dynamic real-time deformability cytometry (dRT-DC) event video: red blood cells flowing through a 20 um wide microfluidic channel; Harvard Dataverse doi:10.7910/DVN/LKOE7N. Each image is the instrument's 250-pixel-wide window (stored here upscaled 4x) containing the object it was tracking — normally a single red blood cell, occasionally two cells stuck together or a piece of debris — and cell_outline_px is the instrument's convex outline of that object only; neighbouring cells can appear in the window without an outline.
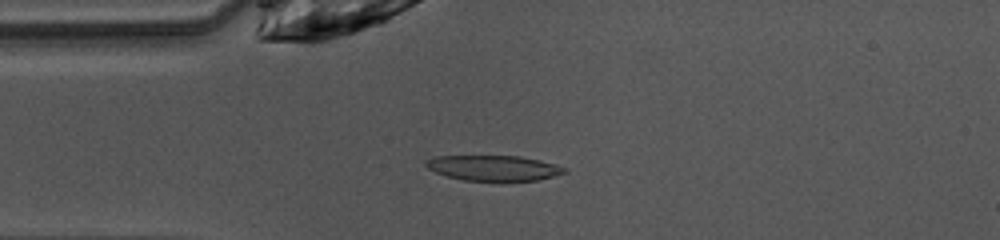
{"species": "common noctule bat (a hibernating species)", "species_latin": "Nyctalus noctula", "temperature_condition": "warm", "stored_images_in_passage": 39, "camera_frame_rate_fps": 3000, "um_per_image_px": 0.085, "animal": {"sex": "female", "body_mass_g": 10.0, "forearm_length_mm": 53.1}, "frame": {"image": 1, "passage_image": 2, "time_ms": 0.333, "image_size_px": [1000, 240], "cell_outline_px": [[568, 172], [536, 180], [464, 180], [448, 176], [436, 172], [428, 168], [424, 164], [424, 160], [436, 156], [520, 156], [540, 160], [564, 168]], "centroid_in_image_um": [41.9, 14.26], "position_along_channel_um": 43.1, "area_um2": 20.06}}
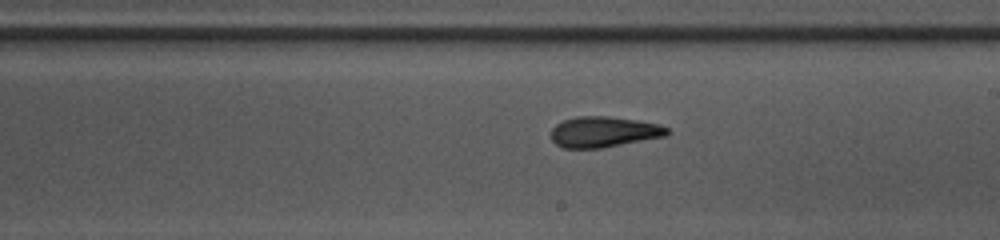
{"frame": {"image": 2, "passage_image": 17, "time_ms": 5.333, "image_size_px": [1000, 240], "cell_outline_px": [[672, 132], [664, 136], [604, 148], [564, 148], [556, 144], [552, 140], [552, 128], [556, 124], [564, 120], [576, 116], [608, 116], [636, 120], [660, 124], [668, 128]], "centroid_in_image_um": [51.33, 11.21], "position_along_channel_um": 237.7, "area_um2": 20.81}}
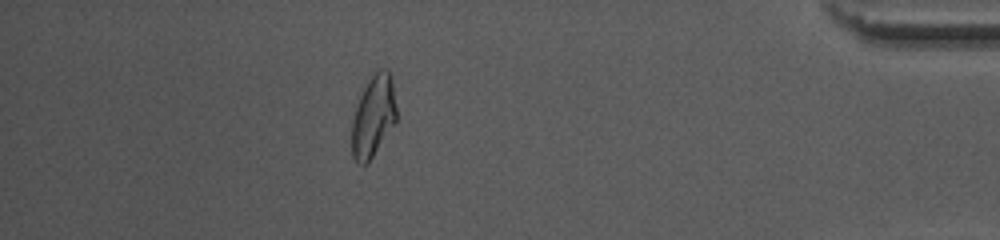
{"frame": {"image": 3, "passage_image": 33, "time_ms": 10.667, "image_size_px": [1000, 240], "cell_outline_px": [[396, 120], [368, 164], [356, 164], [352, 156], [352, 120], [356, 104], [368, 80], [376, 68], [388, 68], [392, 76], [396, 108]], "centroid_in_image_um": [31.73, 9.85], "position_along_channel_um": 403.5, "area_um2": 21.44}, "authors_computed_cell_mechanics": {"area_um2": 21.2704, "velocity_mm_per_s": 4.0657, "shape_relaxation_time_tau1_ms": 5.6691, "shape_relaxation_time_tau2_ms": 2.9342, "deformation_change_tau1": 0.2016, "deformation_change_tau2": 0.1273}}